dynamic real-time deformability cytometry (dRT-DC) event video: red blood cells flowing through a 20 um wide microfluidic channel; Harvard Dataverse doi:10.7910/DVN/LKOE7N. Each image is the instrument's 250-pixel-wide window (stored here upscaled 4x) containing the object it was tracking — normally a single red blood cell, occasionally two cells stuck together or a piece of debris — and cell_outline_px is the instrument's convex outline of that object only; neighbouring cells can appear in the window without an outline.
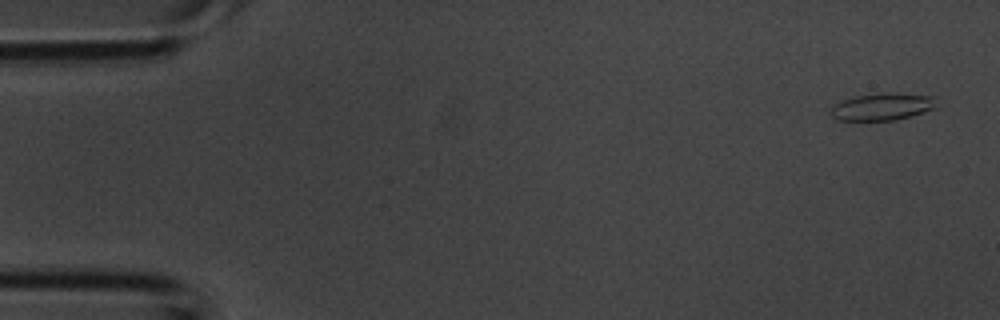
{"species": "common noctule bat (a hibernating species)", "species_latin": "Nyctalus noctula", "temperature_condition": "room temperature", "stored_images_in_passage": 4, "camera_frame_rate_fps": 3000, "um_per_image_px": 0.085, "animal": {"sex": "male", "body_mass_g": 20.1, "forearm_length_mm": 53.5}, "frame": {"image": 1, "passage_image": 1, "time_ms": 0.0, "image_size_px": [1000, 320], "cell_outline_px": [[936, 96], [932, 108], [896, 120], [836, 120], [828, 112], [832, 104], [856, 96], [884, 92], [896, 92]], "centroid_in_image_um": [74.91, 9.05], "position_along_channel_um": 10.1, "area_um2": 16.7}}